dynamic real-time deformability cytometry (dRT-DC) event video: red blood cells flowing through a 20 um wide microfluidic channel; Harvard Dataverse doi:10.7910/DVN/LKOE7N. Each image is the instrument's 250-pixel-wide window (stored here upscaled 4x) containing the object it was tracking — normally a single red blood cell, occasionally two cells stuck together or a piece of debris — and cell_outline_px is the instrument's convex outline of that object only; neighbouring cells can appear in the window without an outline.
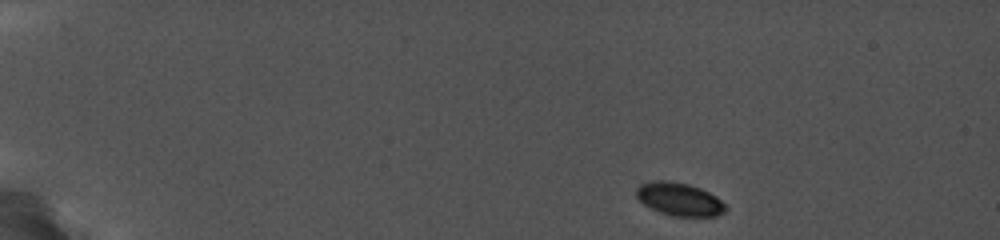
{"species": "common noctule bat (a hibernating species)", "species_latin": "Nyctalus noctula", "temperature_condition": "cold", "stored_images_in_passage": 37, "camera_frame_rate_fps": 5000, "um_per_image_px": 0.085, "animal": {"sex": "female", "body_mass_g": 19.0, "forearm_length_mm": 56.7}, "frame": {"image": 1, "passage_image": 1, "time_ms": 0.0, "image_size_px": [1000, 240], "cell_outline_px": [[728, 208], [724, 212], [716, 216], [672, 216], [660, 212], [644, 204], [636, 196], [636, 188], [640, 184], [652, 180], [668, 180], [688, 184], [700, 188], [716, 196]], "centroid_in_image_um": [57.73, 16.92], "position_along_channel_um": 27.3, "area_um2": 17.17}}
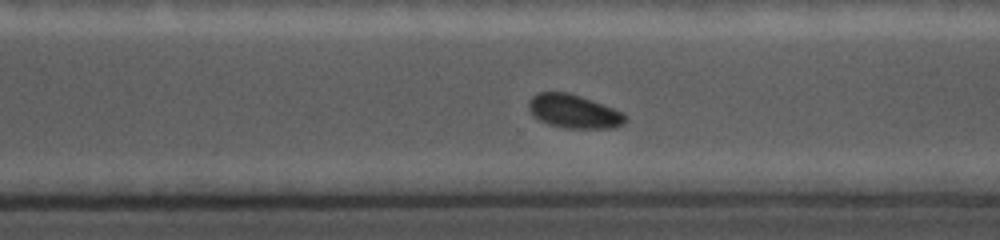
{"frame": {"image": 2, "passage_image": 27, "time_ms": 11.0, "image_size_px": [1000, 240], "cell_outline_px": [[628, 120], [624, 124], [616, 128], [564, 128], [548, 124], [532, 116], [528, 108], [528, 104], [532, 96], [540, 92], [564, 92], [624, 112], [628, 116]], "centroid_in_image_um": [48.79, 9.5], "position_along_channel_um": 321.8, "area_um2": 18.79}}
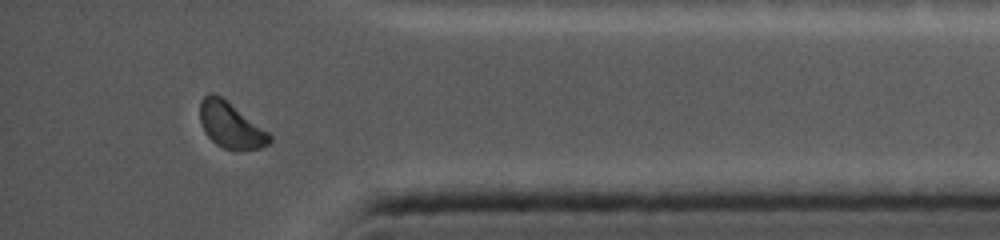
{"frame": {"image": 3, "passage_image": 34, "time_ms": 13.6, "image_size_px": [1000, 240], "cell_outline_px": [[272, 140], [268, 144], [260, 148], [224, 148], [216, 144], [204, 132], [200, 124], [200, 104], [204, 96], [220, 96], [268, 132], [272, 136]], "centroid_in_image_um": [19.59, 10.66], "position_along_channel_um": 415.6, "area_um2": 17.74}}